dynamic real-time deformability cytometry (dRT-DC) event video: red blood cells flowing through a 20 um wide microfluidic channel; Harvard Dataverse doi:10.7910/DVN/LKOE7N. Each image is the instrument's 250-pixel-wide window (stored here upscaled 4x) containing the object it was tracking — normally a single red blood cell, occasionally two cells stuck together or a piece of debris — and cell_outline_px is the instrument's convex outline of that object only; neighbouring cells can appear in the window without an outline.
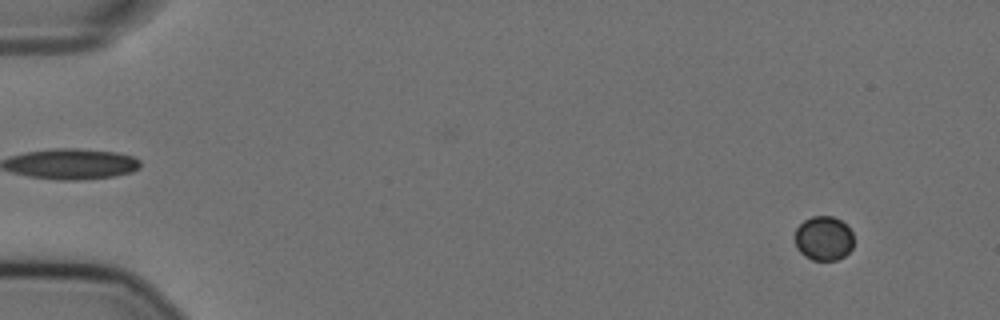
{"species": "Egyptian fruit bat (a non-hibernating species)", "species_latin": "Rousettus aegyptiacus", "temperature_condition": "cold", "stored_images_in_passage": 51, "camera_frame_rate_fps": 3000, "um_per_image_px": 0.085, "animal": {"sex": "female"}, "frame": {"image": 1, "passage_image": 5, "time_ms": 1.333, "image_size_px": [1000, 320], "cell_outline_px": [[852, 248], [844, 256], [836, 260], [812, 260], [804, 256], [796, 248], [796, 228], [804, 220], [812, 216], [832, 216], [840, 220], [852, 232]], "centroid_in_image_um": [69.99, 20.26], "position_along_channel_um": 15.0, "area_um2": 15.09}}
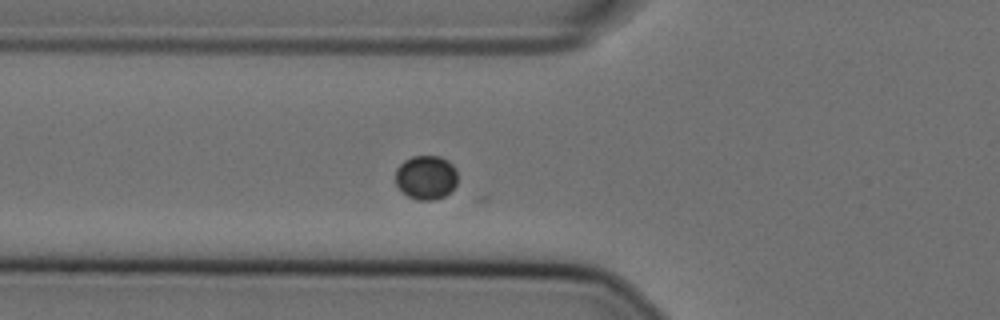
{"frame": {"image": 2, "passage_image": 22, "time_ms": 7.0, "image_size_px": [1000, 320], "cell_outline_px": [[456, 184], [444, 196], [432, 200], [416, 200], [408, 196], [396, 184], [396, 168], [404, 160], [412, 156], [440, 156], [448, 160], [456, 168]], "centroid_in_image_um": [36.21, 15.06], "position_along_channel_um": 89.6, "area_um2": 15.9}}
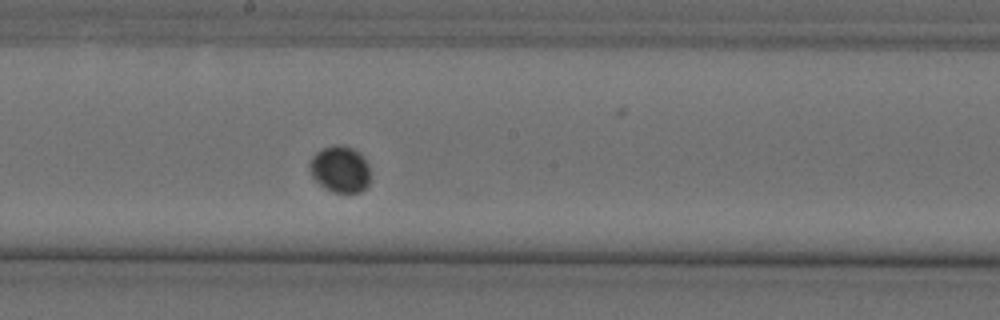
{"frame": {"image": 3, "passage_image": 33, "time_ms": 10.667, "image_size_px": [1000, 320], "cell_outline_px": [[368, 184], [360, 192], [332, 192], [324, 188], [312, 176], [308, 168], [308, 164], [312, 156], [316, 152], [324, 148], [336, 144], [340, 144], [352, 148], [360, 152], [364, 156], [368, 164]], "centroid_in_image_um": [28.88, 14.36], "position_along_channel_um": 219.3, "area_um2": 16.47}}